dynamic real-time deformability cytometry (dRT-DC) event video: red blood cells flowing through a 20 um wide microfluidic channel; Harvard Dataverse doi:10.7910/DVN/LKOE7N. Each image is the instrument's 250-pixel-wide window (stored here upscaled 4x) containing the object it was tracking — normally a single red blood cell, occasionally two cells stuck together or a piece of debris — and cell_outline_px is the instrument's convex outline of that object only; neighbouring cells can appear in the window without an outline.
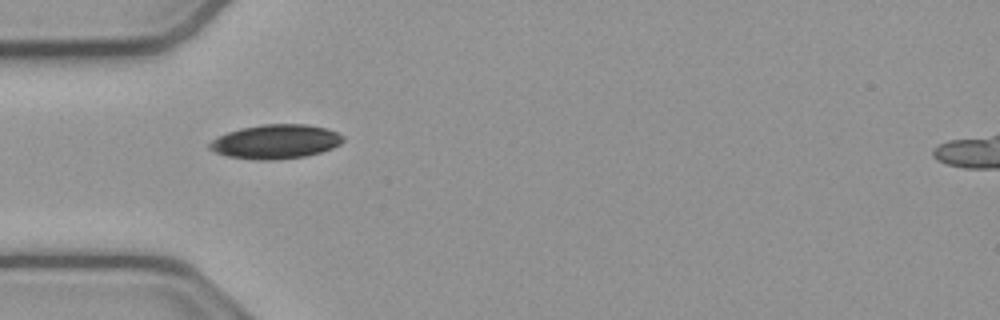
{"species": "common noctule bat (a hibernating species)", "species_latin": "Nyctalus noctula", "temperature_condition": "cold", "stored_images_in_passage": 38, "camera_frame_rate_fps": 3000, "um_per_image_px": 0.085, "animal": {"sex": "male", "body_mass_g": 23.1, "forearm_length_mm": 52.7}, "frame": {"image": 1, "passage_image": 1, "time_ms": 0.0, "image_size_px": [1000, 320], "cell_outline_px": [[344, 140], [340, 144], [332, 148], [320, 152], [304, 156], [272, 160], [256, 160], [228, 156], [216, 152], [208, 148], [208, 144], [212, 140], [228, 132], [240, 128], [264, 124], [304, 124], [324, 128], [336, 132], [344, 136]], "centroid_in_image_um": [23.42, 12.04], "position_along_channel_um": 61.6, "area_um2": 26.36}}
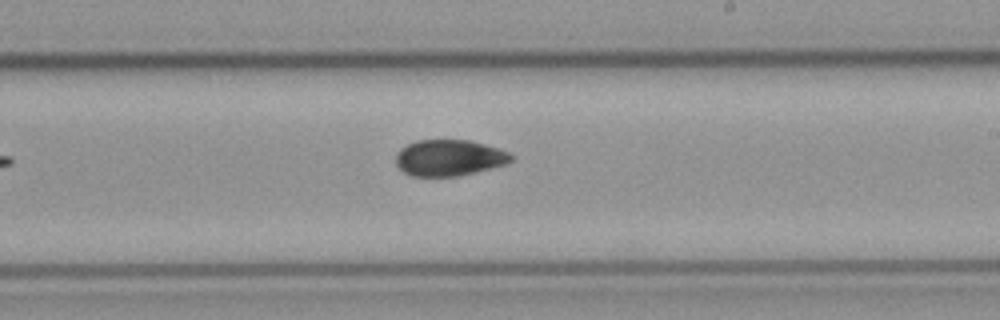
{"frame": {"image": 2, "passage_image": 16, "time_ms": 5.0, "image_size_px": [1000, 320], "cell_outline_px": [[516, 156], [512, 160], [504, 164], [476, 172], [456, 176], [412, 176], [404, 172], [396, 164], [396, 156], [400, 148], [416, 140], [468, 140], [500, 148]], "centroid_in_image_um": [38.19, 13.41], "position_along_channel_um": 250.8, "area_um2": 24.28}}
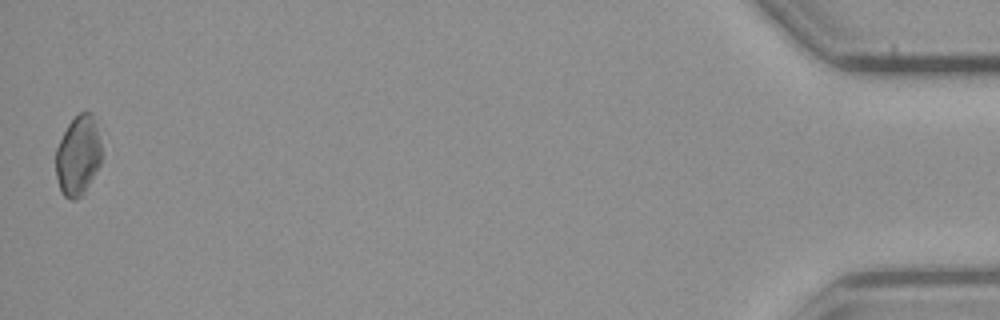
{"frame": {"image": 3, "passage_image": 38, "time_ms": 12.333, "image_size_px": [1000, 320], "cell_outline_px": [[100, 164], [88, 184], [80, 196], [76, 200], [72, 200], [64, 196], [60, 192], [56, 176], [56, 148], [68, 124], [80, 112], [92, 112], [100, 140]], "centroid_in_image_um": [6.61, 13.23], "position_along_channel_um": 428.6, "area_um2": 20.92}, "authors_computed_cell_mechanics": {"area_um2": 24.7384, "velocity_mm_per_s": 3.7961, "shape_relaxation_time_tau1_ms": 2.9728, "shape_relaxation_time_tau2_ms": 5.1596, "deformation_change_tau1": 0.0964, "deformation_change_tau2": 0.0898}}